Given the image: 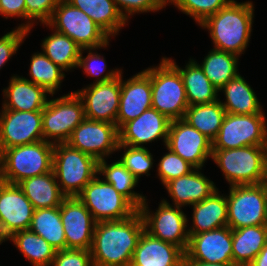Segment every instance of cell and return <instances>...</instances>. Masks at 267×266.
I'll return each instance as SVG.
<instances>
[{
  "label": "cell",
  "instance_id": "1",
  "mask_svg": "<svg viewBox=\"0 0 267 266\" xmlns=\"http://www.w3.org/2000/svg\"><path fill=\"white\" fill-rule=\"evenodd\" d=\"M143 231L139 211L124 220L97 222L90 249L93 266H130Z\"/></svg>",
  "mask_w": 267,
  "mask_h": 266
},
{
  "label": "cell",
  "instance_id": "2",
  "mask_svg": "<svg viewBox=\"0 0 267 266\" xmlns=\"http://www.w3.org/2000/svg\"><path fill=\"white\" fill-rule=\"evenodd\" d=\"M254 4L232 0L199 26L207 29L216 50L241 56L250 41Z\"/></svg>",
  "mask_w": 267,
  "mask_h": 266
},
{
  "label": "cell",
  "instance_id": "3",
  "mask_svg": "<svg viewBox=\"0 0 267 266\" xmlns=\"http://www.w3.org/2000/svg\"><path fill=\"white\" fill-rule=\"evenodd\" d=\"M54 144L37 141L0 152V180L18 184L24 179L52 171Z\"/></svg>",
  "mask_w": 267,
  "mask_h": 266
},
{
  "label": "cell",
  "instance_id": "4",
  "mask_svg": "<svg viewBox=\"0 0 267 266\" xmlns=\"http://www.w3.org/2000/svg\"><path fill=\"white\" fill-rule=\"evenodd\" d=\"M52 170L66 197H77L98 175V160L67 143L54 144Z\"/></svg>",
  "mask_w": 267,
  "mask_h": 266
},
{
  "label": "cell",
  "instance_id": "5",
  "mask_svg": "<svg viewBox=\"0 0 267 266\" xmlns=\"http://www.w3.org/2000/svg\"><path fill=\"white\" fill-rule=\"evenodd\" d=\"M152 108L169 120L183 119L189 107L180 72L163 57L158 66L149 67Z\"/></svg>",
  "mask_w": 267,
  "mask_h": 266
},
{
  "label": "cell",
  "instance_id": "6",
  "mask_svg": "<svg viewBox=\"0 0 267 266\" xmlns=\"http://www.w3.org/2000/svg\"><path fill=\"white\" fill-rule=\"evenodd\" d=\"M267 146L212 150V159L232 185L263 183Z\"/></svg>",
  "mask_w": 267,
  "mask_h": 266
},
{
  "label": "cell",
  "instance_id": "7",
  "mask_svg": "<svg viewBox=\"0 0 267 266\" xmlns=\"http://www.w3.org/2000/svg\"><path fill=\"white\" fill-rule=\"evenodd\" d=\"M49 28L71 38L81 49L109 46L110 37L82 10L61 0L47 24Z\"/></svg>",
  "mask_w": 267,
  "mask_h": 266
},
{
  "label": "cell",
  "instance_id": "8",
  "mask_svg": "<svg viewBox=\"0 0 267 266\" xmlns=\"http://www.w3.org/2000/svg\"><path fill=\"white\" fill-rule=\"evenodd\" d=\"M227 197L228 226L267 225V188L263 183L232 185Z\"/></svg>",
  "mask_w": 267,
  "mask_h": 266
},
{
  "label": "cell",
  "instance_id": "9",
  "mask_svg": "<svg viewBox=\"0 0 267 266\" xmlns=\"http://www.w3.org/2000/svg\"><path fill=\"white\" fill-rule=\"evenodd\" d=\"M85 118L83 101L75 91L48 100L42 110L43 140L53 144L66 143Z\"/></svg>",
  "mask_w": 267,
  "mask_h": 266
},
{
  "label": "cell",
  "instance_id": "10",
  "mask_svg": "<svg viewBox=\"0 0 267 266\" xmlns=\"http://www.w3.org/2000/svg\"><path fill=\"white\" fill-rule=\"evenodd\" d=\"M96 222L124 220L138 209L100 176L91 180L77 196Z\"/></svg>",
  "mask_w": 267,
  "mask_h": 266
},
{
  "label": "cell",
  "instance_id": "11",
  "mask_svg": "<svg viewBox=\"0 0 267 266\" xmlns=\"http://www.w3.org/2000/svg\"><path fill=\"white\" fill-rule=\"evenodd\" d=\"M244 146H267L265 114L237 115L226 113L212 150L235 149Z\"/></svg>",
  "mask_w": 267,
  "mask_h": 266
},
{
  "label": "cell",
  "instance_id": "12",
  "mask_svg": "<svg viewBox=\"0 0 267 266\" xmlns=\"http://www.w3.org/2000/svg\"><path fill=\"white\" fill-rule=\"evenodd\" d=\"M147 199L138 209L144 222V230L150 235L172 243L186 252L189 245L188 219L181 207L162 199L156 212H150Z\"/></svg>",
  "mask_w": 267,
  "mask_h": 266
},
{
  "label": "cell",
  "instance_id": "13",
  "mask_svg": "<svg viewBox=\"0 0 267 266\" xmlns=\"http://www.w3.org/2000/svg\"><path fill=\"white\" fill-rule=\"evenodd\" d=\"M70 147L95 157L98 161L117 152L119 133L116 124L85 118L66 142Z\"/></svg>",
  "mask_w": 267,
  "mask_h": 266
},
{
  "label": "cell",
  "instance_id": "14",
  "mask_svg": "<svg viewBox=\"0 0 267 266\" xmlns=\"http://www.w3.org/2000/svg\"><path fill=\"white\" fill-rule=\"evenodd\" d=\"M42 140V111L1 110L0 152Z\"/></svg>",
  "mask_w": 267,
  "mask_h": 266
},
{
  "label": "cell",
  "instance_id": "15",
  "mask_svg": "<svg viewBox=\"0 0 267 266\" xmlns=\"http://www.w3.org/2000/svg\"><path fill=\"white\" fill-rule=\"evenodd\" d=\"M166 147L195 169L212 157V141L183 119L170 122Z\"/></svg>",
  "mask_w": 267,
  "mask_h": 266
},
{
  "label": "cell",
  "instance_id": "16",
  "mask_svg": "<svg viewBox=\"0 0 267 266\" xmlns=\"http://www.w3.org/2000/svg\"><path fill=\"white\" fill-rule=\"evenodd\" d=\"M75 92L83 101L87 119L116 124L121 94V74L111 81L90 84Z\"/></svg>",
  "mask_w": 267,
  "mask_h": 266
},
{
  "label": "cell",
  "instance_id": "17",
  "mask_svg": "<svg viewBox=\"0 0 267 266\" xmlns=\"http://www.w3.org/2000/svg\"><path fill=\"white\" fill-rule=\"evenodd\" d=\"M66 249L89 250L96 225L91 212L77 197H66L60 205Z\"/></svg>",
  "mask_w": 267,
  "mask_h": 266
},
{
  "label": "cell",
  "instance_id": "18",
  "mask_svg": "<svg viewBox=\"0 0 267 266\" xmlns=\"http://www.w3.org/2000/svg\"><path fill=\"white\" fill-rule=\"evenodd\" d=\"M184 261L233 263L232 229L224 226L215 230L189 235Z\"/></svg>",
  "mask_w": 267,
  "mask_h": 266
},
{
  "label": "cell",
  "instance_id": "19",
  "mask_svg": "<svg viewBox=\"0 0 267 266\" xmlns=\"http://www.w3.org/2000/svg\"><path fill=\"white\" fill-rule=\"evenodd\" d=\"M121 73V94L116 118L118 130L127 122L136 119L145 110L152 108V88L149 68L123 80Z\"/></svg>",
  "mask_w": 267,
  "mask_h": 266
},
{
  "label": "cell",
  "instance_id": "20",
  "mask_svg": "<svg viewBox=\"0 0 267 266\" xmlns=\"http://www.w3.org/2000/svg\"><path fill=\"white\" fill-rule=\"evenodd\" d=\"M170 122L165 115L149 108L118 130L119 144L143 148L148 142L163 139L166 146Z\"/></svg>",
  "mask_w": 267,
  "mask_h": 266
},
{
  "label": "cell",
  "instance_id": "21",
  "mask_svg": "<svg viewBox=\"0 0 267 266\" xmlns=\"http://www.w3.org/2000/svg\"><path fill=\"white\" fill-rule=\"evenodd\" d=\"M34 208L17 184L0 180V218L6 234L29 230Z\"/></svg>",
  "mask_w": 267,
  "mask_h": 266
},
{
  "label": "cell",
  "instance_id": "22",
  "mask_svg": "<svg viewBox=\"0 0 267 266\" xmlns=\"http://www.w3.org/2000/svg\"><path fill=\"white\" fill-rule=\"evenodd\" d=\"M185 252L145 230L140 235L130 266H184Z\"/></svg>",
  "mask_w": 267,
  "mask_h": 266
},
{
  "label": "cell",
  "instance_id": "23",
  "mask_svg": "<svg viewBox=\"0 0 267 266\" xmlns=\"http://www.w3.org/2000/svg\"><path fill=\"white\" fill-rule=\"evenodd\" d=\"M2 109L15 111H42L48 101L43 87L27 80V77L13 75L9 85L3 89Z\"/></svg>",
  "mask_w": 267,
  "mask_h": 266
},
{
  "label": "cell",
  "instance_id": "24",
  "mask_svg": "<svg viewBox=\"0 0 267 266\" xmlns=\"http://www.w3.org/2000/svg\"><path fill=\"white\" fill-rule=\"evenodd\" d=\"M200 170L194 169L189 174L172 179L164 185L173 205L181 208L186 205H194L218 189L214 182L209 180Z\"/></svg>",
  "mask_w": 267,
  "mask_h": 266
},
{
  "label": "cell",
  "instance_id": "25",
  "mask_svg": "<svg viewBox=\"0 0 267 266\" xmlns=\"http://www.w3.org/2000/svg\"><path fill=\"white\" fill-rule=\"evenodd\" d=\"M215 190L209 197L193 206L192 225L188 234L194 235L228 226L227 197Z\"/></svg>",
  "mask_w": 267,
  "mask_h": 266
},
{
  "label": "cell",
  "instance_id": "26",
  "mask_svg": "<svg viewBox=\"0 0 267 266\" xmlns=\"http://www.w3.org/2000/svg\"><path fill=\"white\" fill-rule=\"evenodd\" d=\"M181 74L188 105L212 103L217 100L219 90L210 82L195 59H189L185 69L171 58H166Z\"/></svg>",
  "mask_w": 267,
  "mask_h": 266
},
{
  "label": "cell",
  "instance_id": "27",
  "mask_svg": "<svg viewBox=\"0 0 267 266\" xmlns=\"http://www.w3.org/2000/svg\"><path fill=\"white\" fill-rule=\"evenodd\" d=\"M17 185L32 203L34 210L58 207L66 198L56 181L53 170L24 179Z\"/></svg>",
  "mask_w": 267,
  "mask_h": 266
},
{
  "label": "cell",
  "instance_id": "28",
  "mask_svg": "<svg viewBox=\"0 0 267 266\" xmlns=\"http://www.w3.org/2000/svg\"><path fill=\"white\" fill-rule=\"evenodd\" d=\"M226 98L221 105L226 113L237 115L265 114L254 90L240 73L224 85L219 92Z\"/></svg>",
  "mask_w": 267,
  "mask_h": 266
},
{
  "label": "cell",
  "instance_id": "29",
  "mask_svg": "<svg viewBox=\"0 0 267 266\" xmlns=\"http://www.w3.org/2000/svg\"><path fill=\"white\" fill-rule=\"evenodd\" d=\"M88 15L109 37L128 23L114 0H66Z\"/></svg>",
  "mask_w": 267,
  "mask_h": 266
},
{
  "label": "cell",
  "instance_id": "30",
  "mask_svg": "<svg viewBox=\"0 0 267 266\" xmlns=\"http://www.w3.org/2000/svg\"><path fill=\"white\" fill-rule=\"evenodd\" d=\"M267 243V225L232 229V259L237 266H248Z\"/></svg>",
  "mask_w": 267,
  "mask_h": 266
},
{
  "label": "cell",
  "instance_id": "31",
  "mask_svg": "<svg viewBox=\"0 0 267 266\" xmlns=\"http://www.w3.org/2000/svg\"><path fill=\"white\" fill-rule=\"evenodd\" d=\"M225 115L226 111L219 99L212 103L189 106L183 120L213 141L218 135Z\"/></svg>",
  "mask_w": 267,
  "mask_h": 266
},
{
  "label": "cell",
  "instance_id": "32",
  "mask_svg": "<svg viewBox=\"0 0 267 266\" xmlns=\"http://www.w3.org/2000/svg\"><path fill=\"white\" fill-rule=\"evenodd\" d=\"M102 174V175H101ZM98 175L104 176V180L110 183L121 195L126 197L137 209L144 203L143 194L133 191L138 184V179L117 160L111 164L106 159L98 161Z\"/></svg>",
  "mask_w": 267,
  "mask_h": 266
},
{
  "label": "cell",
  "instance_id": "33",
  "mask_svg": "<svg viewBox=\"0 0 267 266\" xmlns=\"http://www.w3.org/2000/svg\"><path fill=\"white\" fill-rule=\"evenodd\" d=\"M29 230L43 237L56 251L66 249L60 206L34 210Z\"/></svg>",
  "mask_w": 267,
  "mask_h": 266
},
{
  "label": "cell",
  "instance_id": "34",
  "mask_svg": "<svg viewBox=\"0 0 267 266\" xmlns=\"http://www.w3.org/2000/svg\"><path fill=\"white\" fill-rule=\"evenodd\" d=\"M238 58L233 53L211 49L199 66L210 82L220 90L239 74Z\"/></svg>",
  "mask_w": 267,
  "mask_h": 266
},
{
  "label": "cell",
  "instance_id": "35",
  "mask_svg": "<svg viewBox=\"0 0 267 266\" xmlns=\"http://www.w3.org/2000/svg\"><path fill=\"white\" fill-rule=\"evenodd\" d=\"M9 240L33 266H51L56 250L43 237L23 230L14 233Z\"/></svg>",
  "mask_w": 267,
  "mask_h": 266
},
{
  "label": "cell",
  "instance_id": "36",
  "mask_svg": "<svg viewBox=\"0 0 267 266\" xmlns=\"http://www.w3.org/2000/svg\"><path fill=\"white\" fill-rule=\"evenodd\" d=\"M41 47L42 52L65 72L77 68L81 48L65 34L54 30L44 38Z\"/></svg>",
  "mask_w": 267,
  "mask_h": 266
},
{
  "label": "cell",
  "instance_id": "37",
  "mask_svg": "<svg viewBox=\"0 0 267 266\" xmlns=\"http://www.w3.org/2000/svg\"><path fill=\"white\" fill-rule=\"evenodd\" d=\"M63 71L62 68L54 64L43 52H36L30 59L29 75L31 79L27 80L43 87L53 97L65 78Z\"/></svg>",
  "mask_w": 267,
  "mask_h": 266
},
{
  "label": "cell",
  "instance_id": "38",
  "mask_svg": "<svg viewBox=\"0 0 267 266\" xmlns=\"http://www.w3.org/2000/svg\"><path fill=\"white\" fill-rule=\"evenodd\" d=\"M232 0H166L181 12L192 17L199 25L208 17L214 15L221 8L227 6Z\"/></svg>",
  "mask_w": 267,
  "mask_h": 266
},
{
  "label": "cell",
  "instance_id": "39",
  "mask_svg": "<svg viewBox=\"0 0 267 266\" xmlns=\"http://www.w3.org/2000/svg\"><path fill=\"white\" fill-rule=\"evenodd\" d=\"M124 149L119 159L120 162L139 180L141 175L149 176V170L153 167V155L147 147H131L118 144L117 151Z\"/></svg>",
  "mask_w": 267,
  "mask_h": 266
},
{
  "label": "cell",
  "instance_id": "40",
  "mask_svg": "<svg viewBox=\"0 0 267 266\" xmlns=\"http://www.w3.org/2000/svg\"><path fill=\"white\" fill-rule=\"evenodd\" d=\"M84 50L89 51L86 57H83ZM96 51V49H81L79 55V61L77 68H83V73H86L87 76L95 77V81L91 84L104 83L107 81H111L120 76L122 73L121 69H112L111 71L106 72L107 64L104 57ZM106 74L104 75V73Z\"/></svg>",
  "mask_w": 267,
  "mask_h": 266
},
{
  "label": "cell",
  "instance_id": "41",
  "mask_svg": "<svg viewBox=\"0 0 267 266\" xmlns=\"http://www.w3.org/2000/svg\"><path fill=\"white\" fill-rule=\"evenodd\" d=\"M168 153L164 154L158 163L157 174L162 184L165 185L172 179L189 174L195 168L178 154L166 147Z\"/></svg>",
  "mask_w": 267,
  "mask_h": 266
},
{
  "label": "cell",
  "instance_id": "42",
  "mask_svg": "<svg viewBox=\"0 0 267 266\" xmlns=\"http://www.w3.org/2000/svg\"><path fill=\"white\" fill-rule=\"evenodd\" d=\"M60 1L61 0H25L26 20L28 19V21L25 22L26 24L23 23L18 27L30 32L37 20L41 22V24H47Z\"/></svg>",
  "mask_w": 267,
  "mask_h": 266
},
{
  "label": "cell",
  "instance_id": "43",
  "mask_svg": "<svg viewBox=\"0 0 267 266\" xmlns=\"http://www.w3.org/2000/svg\"><path fill=\"white\" fill-rule=\"evenodd\" d=\"M114 2L127 21L135 13L157 12L167 5L166 0H114Z\"/></svg>",
  "mask_w": 267,
  "mask_h": 266
},
{
  "label": "cell",
  "instance_id": "44",
  "mask_svg": "<svg viewBox=\"0 0 267 266\" xmlns=\"http://www.w3.org/2000/svg\"><path fill=\"white\" fill-rule=\"evenodd\" d=\"M28 33L27 30L16 27L0 38V69L17 53L19 47L24 42L23 40L29 35Z\"/></svg>",
  "mask_w": 267,
  "mask_h": 266
},
{
  "label": "cell",
  "instance_id": "45",
  "mask_svg": "<svg viewBox=\"0 0 267 266\" xmlns=\"http://www.w3.org/2000/svg\"><path fill=\"white\" fill-rule=\"evenodd\" d=\"M51 266H93L91 252L77 249L56 251Z\"/></svg>",
  "mask_w": 267,
  "mask_h": 266
},
{
  "label": "cell",
  "instance_id": "46",
  "mask_svg": "<svg viewBox=\"0 0 267 266\" xmlns=\"http://www.w3.org/2000/svg\"><path fill=\"white\" fill-rule=\"evenodd\" d=\"M0 15L4 18L26 19L25 0H0Z\"/></svg>",
  "mask_w": 267,
  "mask_h": 266
},
{
  "label": "cell",
  "instance_id": "47",
  "mask_svg": "<svg viewBox=\"0 0 267 266\" xmlns=\"http://www.w3.org/2000/svg\"><path fill=\"white\" fill-rule=\"evenodd\" d=\"M248 266H267V243Z\"/></svg>",
  "mask_w": 267,
  "mask_h": 266
},
{
  "label": "cell",
  "instance_id": "48",
  "mask_svg": "<svg viewBox=\"0 0 267 266\" xmlns=\"http://www.w3.org/2000/svg\"><path fill=\"white\" fill-rule=\"evenodd\" d=\"M184 266H237L234 263H204L201 261H184Z\"/></svg>",
  "mask_w": 267,
  "mask_h": 266
},
{
  "label": "cell",
  "instance_id": "49",
  "mask_svg": "<svg viewBox=\"0 0 267 266\" xmlns=\"http://www.w3.org/2000/svg\"><path fill=\"white\" fill-rule=\"evenodd\" d=\"M9 236L6 234V231L3 227V224H2V221H1V218H0V245L5 242L6 240L8 241L9 240Z\"/></svg>",
  "mask_w": 267,
  "mask_h": 266
},
{
  "label": "cell",
  "instance_id": "50",
  "mask_svg": "<svg viewBox=\"0 0 267 266\" xmlns=\"http://www.w3.org/2000/svg\"><path fill=\"white\" fill-rule=\"evenodd\" d=\"M263 184L267 188V153H266V159H265V173H264Z\"/></svg>",
  "mask_w": 267,
  "mask_h": 266
}]
</instances>
